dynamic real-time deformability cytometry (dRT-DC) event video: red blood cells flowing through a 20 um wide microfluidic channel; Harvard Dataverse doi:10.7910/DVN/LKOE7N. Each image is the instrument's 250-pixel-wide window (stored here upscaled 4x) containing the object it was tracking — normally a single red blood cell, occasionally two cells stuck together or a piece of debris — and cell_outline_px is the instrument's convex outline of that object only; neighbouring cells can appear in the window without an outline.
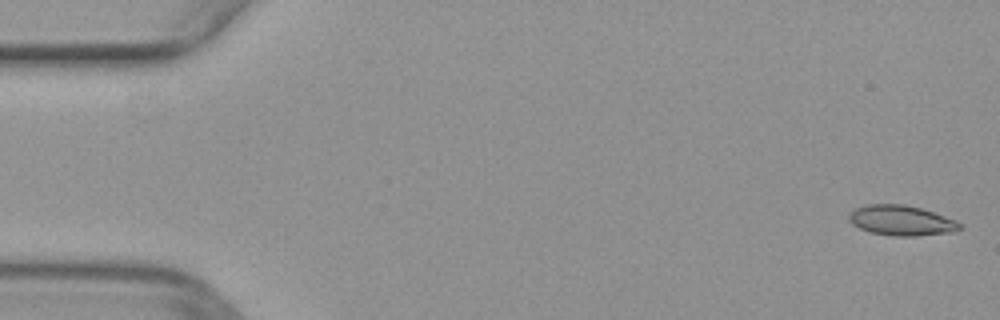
{"species": "common noctule bat (a hibernating species)", "species_latin": "Nyctalus noctula", "temperature_condition": "warm", "stored_images_in_passage": 50, "camera_frame_rate_fps": 3000, "um_per_image_px": 0.085, "animal": {"sex": "female", "body_mass_g": 29.2, "forearm_length_mm": 56.3}, "frame": {"image": 1, "passage_image": 1, "time_ms": 0.0, "image_size_px": [1000, 320], "cell_outline_px": [[964, 228], [956, 232], [916, 236], [892, 236], [872, 232], [860, 228], [852, 224], [848, 220], [848, 216], [856, 208], [868, 204], [904, 204], [920, 208], [956, 220]], "centroid_in_image_um": [76.65, 18.75], "position_along_channel_um": 8.4, "area_um2": 19.48}}
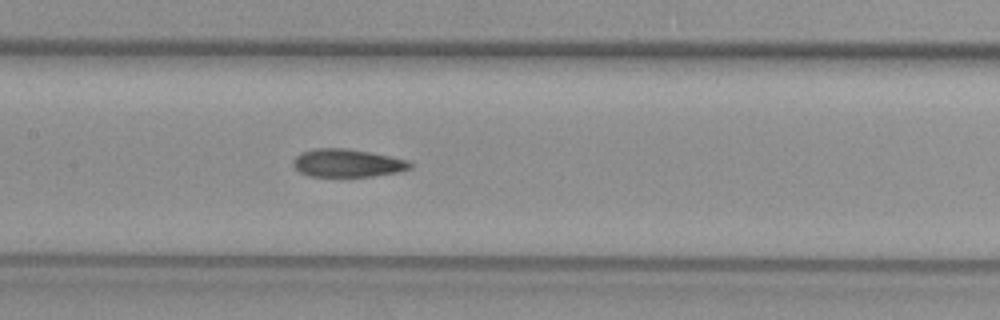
{"frame": {"image": 2, "passage_image": 24, "time_ms": 7.667, "image_size_px": [1000, 320], "cell_outline_px": [[412, 168], [400, 172], [372, 176], [308, 176], [300, 172], [292, 164], [292, 160], [296, 156], [304, 152], [316, 148], [344, 148], [368, 152], [412, 160]], "centroid_in_image_um": [29.57, 13.86], "position_along_channel_um": 177.8, "area_um2": 19.07}}
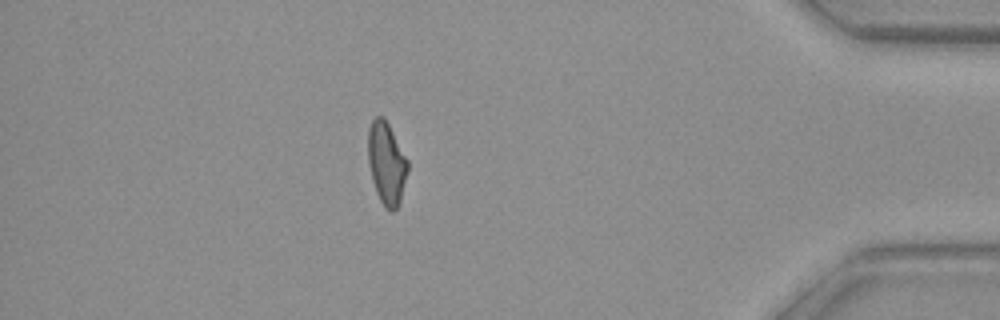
{"frame": {"image": 3, "passage_image": 44, "time_ms": 14.333, "image_size_px": [1000, 320], "cell_outline_px": [[408, 172], [400, 200], [396, 208], [392, 212], [384, 208], [376, 192], [372, 180], [368, 164], [368, 128], [372, 120], [376, 116], [384, 116], [408, 160]], "centroid_in_image_um": [32.84, 13.87], "position_along_channel_um": 402.4, "area_um2": 19.13}}